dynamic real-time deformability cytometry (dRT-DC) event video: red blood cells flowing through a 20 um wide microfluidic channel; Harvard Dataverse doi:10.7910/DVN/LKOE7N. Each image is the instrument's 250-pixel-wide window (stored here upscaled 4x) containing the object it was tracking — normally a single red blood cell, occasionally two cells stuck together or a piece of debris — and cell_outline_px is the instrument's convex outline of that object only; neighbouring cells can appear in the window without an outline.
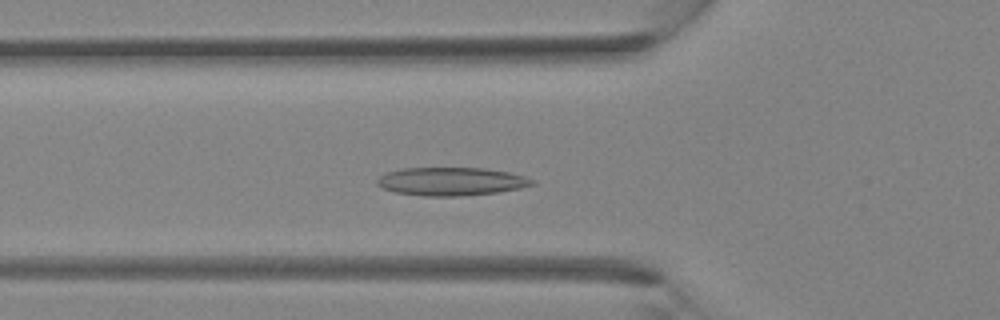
{"species": "Egyptian fruit bat (a non-hibernating species)", "species_latin": "Rousettus aegyptiacus", "temperature_condition": "room temperature", "stored_images_in_passage": 37, "camera_frame_rate_fps": 3000, "um_per_image_px": 0.085, "animal": {"sex": "female"}, "frame": {"image": 1, "passage_image": 11, "time_ms": 3.333, "image_size_px": [1000, 320], "cell_outline_px": [[536, 184], [520, 188], [496, 192], [456, 196], [424, 196], [396, 192], [380, 188], [376, 184], [376, 180], [380, 176], [388, 172], [400, 168], [484, 168], [508, 172], [524, 176], [536, 180]], "centroid_in_image_um": [38.34, 15.42], "position_along_channel_um": 87.5, "area_um2": 25.49}}
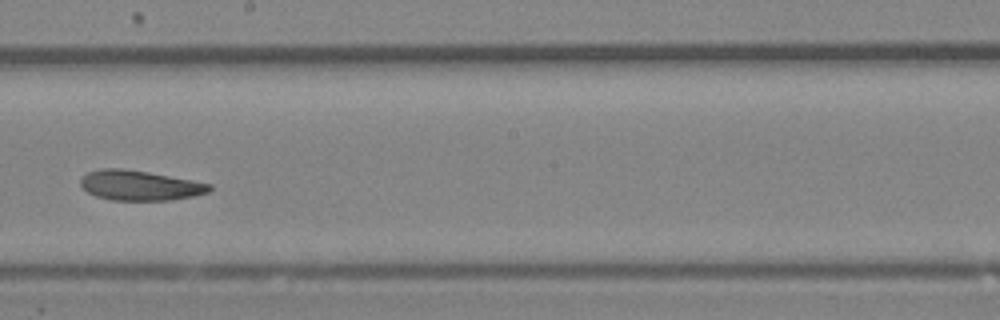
{"frame": {"image": 2, "passage_image": 20, "time_ms": 6.333, "image_size_px": [1000, 320], "cell_outline_px": [[212, 188], [208, 192], [192, 196], [172, 200], [112, 200], [96, 196], [88, 192], [80, 184], [80, 176], [88, 172], [100, 168], [124, 168], [148, 172], [192, 180], [212, 184]], "centroid_in_image_um": [11.86, 15.75], "position_along_channel_um": 236.3, "area_um2": 22.54}}
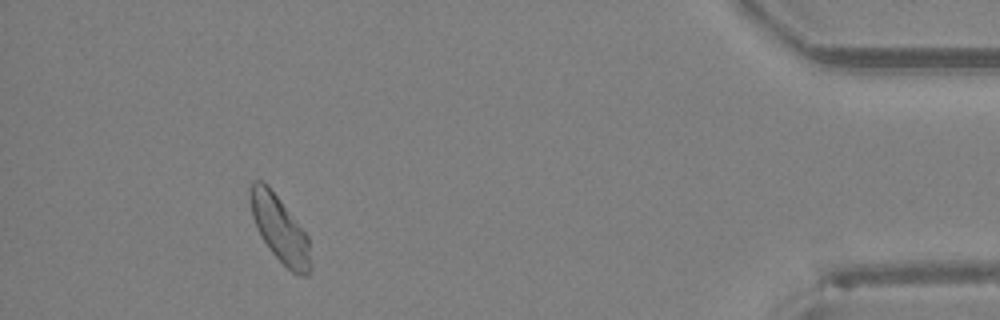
{"frame": {"image": 3, "passage_image": 34, "time_ms": 11.0, "image_size_px": [1000, 320], "cell_outline_px": [[312, 268], [308, 276], [304, 276], [292, 272], [272, 252], [256, 228], [252, 216], [252, 180], [260, 180], [268, 184], [308, 236], [312, 264]], "centroid_in_image_um": [23.84, 19.51], "position_along_channel_um": 411.4, "area_um2": 22.77}}